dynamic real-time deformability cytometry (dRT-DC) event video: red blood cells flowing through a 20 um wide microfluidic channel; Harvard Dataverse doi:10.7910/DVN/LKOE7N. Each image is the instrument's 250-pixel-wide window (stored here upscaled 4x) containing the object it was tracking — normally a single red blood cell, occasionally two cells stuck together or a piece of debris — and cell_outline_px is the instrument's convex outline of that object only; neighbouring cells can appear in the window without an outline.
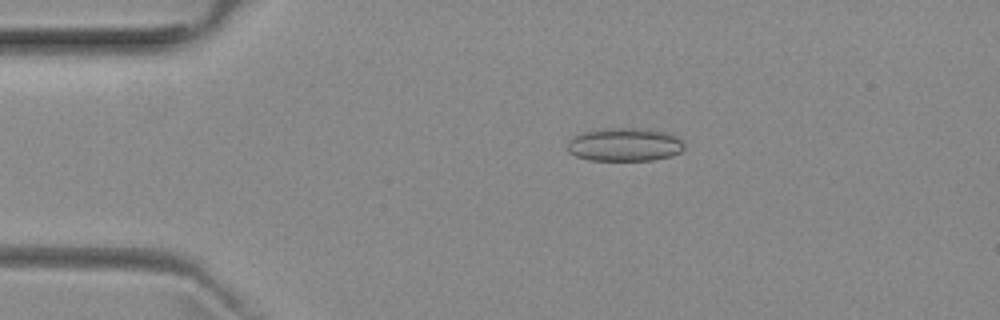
{"species": "common noctule bat (a hibernating species)", "species_latin": "Nyctalus noctula", "temperature_condition": "room temperature", "stored_images_in_passage": 51, "camera_frame_rate_fps": 3000, "um_per_image_px": 0.085, "animal": {"sex": "female", "body_mass_g": 29.2, "forearm_length_mm": 56.3}, "frame": {"image": 1, "passage_image": 10, "time_ms": 3.0, "image_size_px": [1000, 320], "cell_outline_px": [[684, 148], [680, 152], [672, 156], [652, 160], [588, 160], [576, 156], [568, 152], [568, 140], [572, 136], [584, 132], [604, 128], [652, 128], [668, 132], [684, 140]], "centroid_in_image_um": [53.13, 12.27], "position_along_channel_um": 31.9, "area_um2": 23.12}}
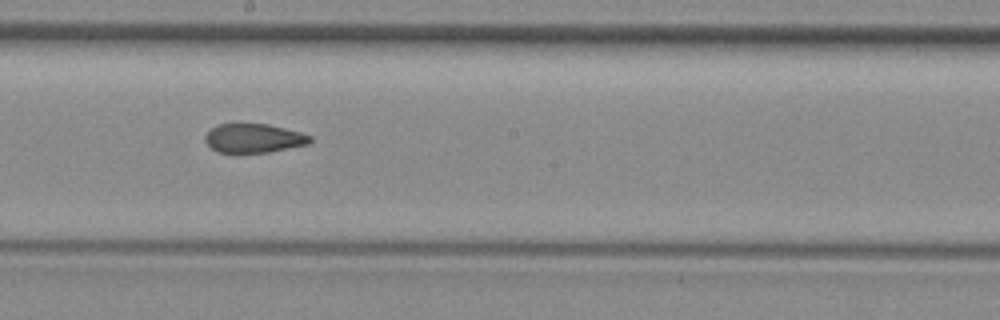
{"frame": {"image": 2, "passage_image": 28, "time_ms": 9.0, "image_size_px": [1000, 320], "cell_outline_px": [[312, 140], [308, 144], [268, 152], [216, 152], [204, 140], [204, 136], [216, 124], [268, 124], [300, 132], [312, 136]], "centroid_in_image_um": [21.56, 11.74], "position_along_channel_um": 226.6, "area_um2": 17.57}}
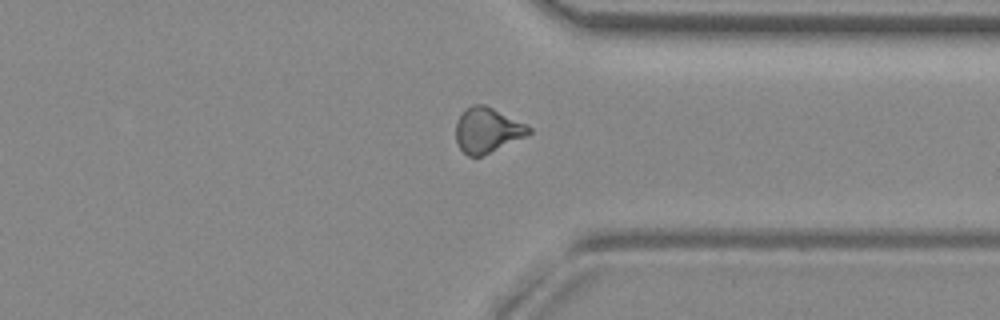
{"frame": {"image": 3, "passage_image": 39, "time_ms": 12.667, "image_size_px": [1000, 320], "cell_outline_px": [[532, 132], [528, 136], [480, 156], [468, 156], [460, 148], [456, 140], [456, 120], [464, 108], [472, 104], [484, 104], [532, 128]], "centroid_in_image_um": [41.39, 11.05], "position_along_channel_um": 370.0, "area_um2": 19.02}, "authors_computed_cell_mechanics": {"area_um2": 19.074, "velocity_mm_per_s": 3.968, "shape_relaxation_time_tau1_ms": null, "shape_relaxation_time_tau2_ms": 2.5681, "deformation_change_tau1": null, "deformation_change_tau2": 0.0824}}